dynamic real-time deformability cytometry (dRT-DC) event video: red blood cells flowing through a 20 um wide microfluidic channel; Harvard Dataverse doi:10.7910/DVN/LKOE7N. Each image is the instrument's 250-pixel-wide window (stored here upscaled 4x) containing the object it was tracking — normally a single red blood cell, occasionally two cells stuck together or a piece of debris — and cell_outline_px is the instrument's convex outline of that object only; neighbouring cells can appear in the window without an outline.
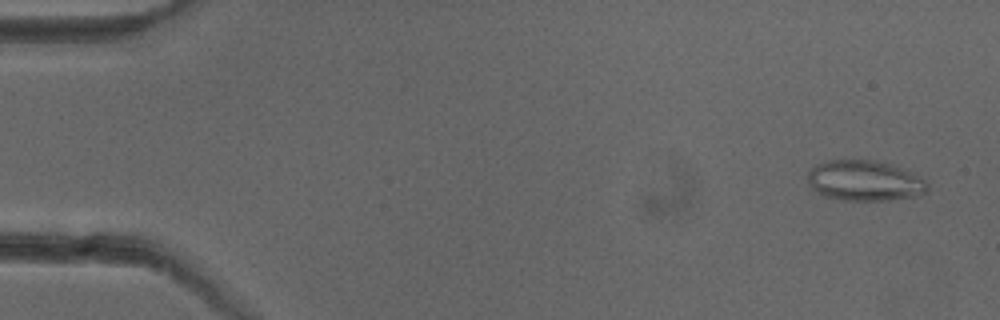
{"species": "common noctule bat (a hibernating species)", "species_latin": "Nyctalus noctula", "temperature_condition": "cold", "stored_images_in_passage": 50, "camera_frame_rate_fps": 3000, "um_per_image_px": 0.085, "animal": {"sex": "female"}, "frame": {"image": 1, "passage_image": 3, "time_ms": 0.667, "image_size_px": [1000, 320], "cell_outline_px": [[928, 188], [924, 192], [912, 196], [888, 200], [844, 200], [824, 196], [812, 188], [808, 184], [808, 172], [816, 164], [828, 160], [872, 160], [888, 164], [900, 168], [920, 176], [928, 184]], "centroid_in_image_um": [73.45, 15.35], "position_along_channel_um": 11.6, "area_um2": 27.86}}
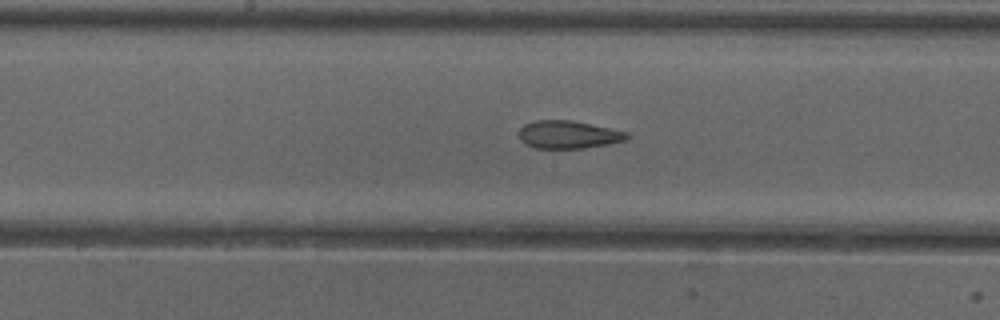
{"frame": {"image": 2, "passage_image": 27, "time_ms": 8.667, "image_size_px": [1000, 320], "cell_outline_px": [[632, 136], [628, 140], [608, 144], [584, 148], [536, 148], [524, 144], [520, 140], [520, 128], [524, 124], [536, 120], [572, 120], [628, 132]], "centroid_in_image_um": [48.34, 11.44], "position_along_channel_um": 199.9, "area_um2": 17.63}}
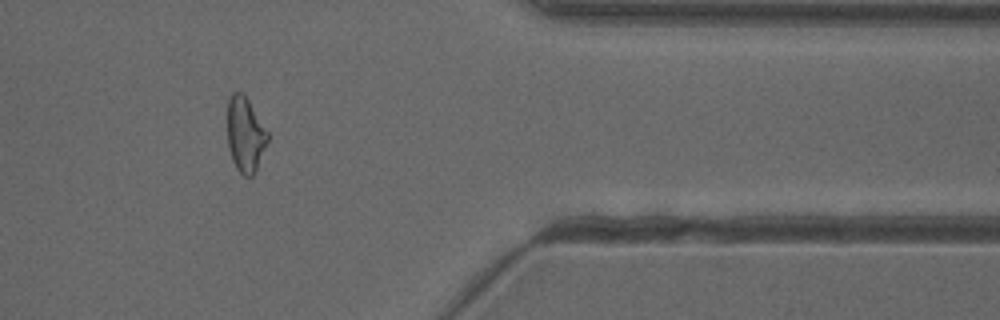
{"frame": {"image": 3, "passage_image": 43, "time_ms": 14.0, "image_size_px": [1000, 320], "cell_outline_px": [[268, 140], [256, 168], [252, 176], [244, 176], [236, 168], [232, 160], [228, 148], [228, 96], [232, 92], [244, 92], [268, 132]], "centroid_in_image_um": [20.83, 11.39], "position_along_channel_um": 390.6, "area_um2": 17.51}, "authors_computed_cell_mechanics": {"area_um2": 18.8428, "velocity_mm_per_s": 3.9758, "shape_relaxation_time_tau1_ms": null, "shape_relaxation_time_tau2_ms": 2.4982, "deformation_change_tau1": null, "deformation_change_tau2": 0.0974}}